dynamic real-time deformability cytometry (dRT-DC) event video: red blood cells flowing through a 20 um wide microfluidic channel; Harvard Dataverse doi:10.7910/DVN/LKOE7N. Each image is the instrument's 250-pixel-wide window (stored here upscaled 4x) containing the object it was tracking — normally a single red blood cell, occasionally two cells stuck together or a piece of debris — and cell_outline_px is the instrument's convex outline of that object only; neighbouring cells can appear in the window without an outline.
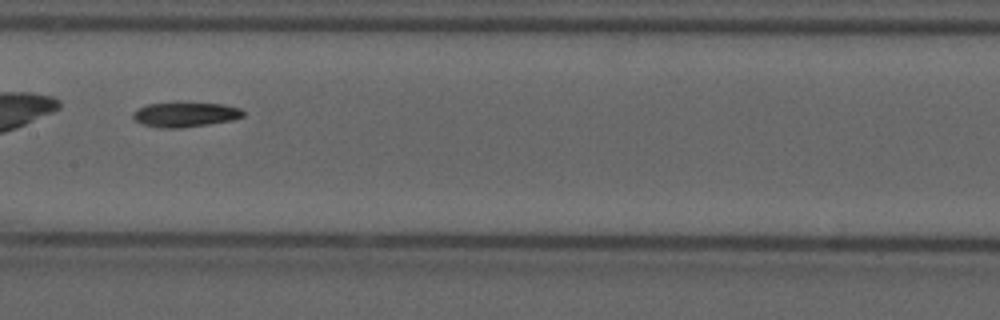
{"species": "common noctule bat (a hibernating species)", "species_latin": "Nyctalus noctula", "temperature_condition": "cold", "stored_images_in_passage": 45, "camera_frame_rate_fps": 3000, "um_per_image_px": 0.085, "animal": {"sex": "male", "forearm_length_mm": 52.5}, "frame": {"image": 1, "passage_image": 21, "time_ms": 6.667, "image_size_px": [1000, 320], "cell_outline_px": [[244, 116], [232, 120], [208, 124], [180, 128], [160, 128], [144, 124], [136, 120], [132, 116], [132, 112], [136, 108], [148, 104], [176, 100], [224, 104], [240, 108], [244, 112]], "centroid_in_image_um": [15.73, 9.68], "position_along_channel_um": 191.7, "area_um2": 16.59}}
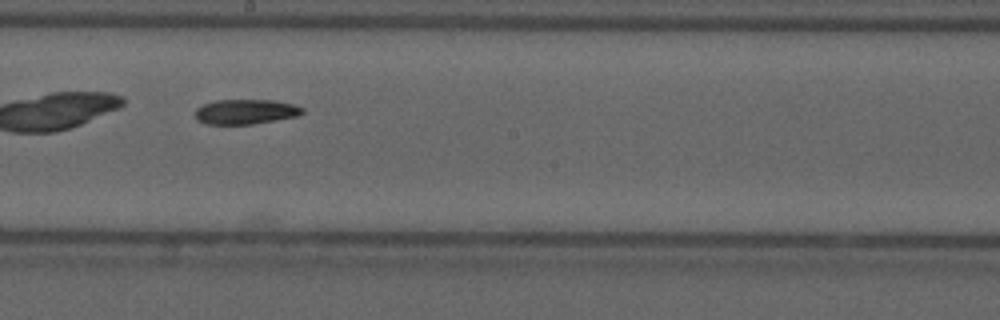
{"frame": {"image": 2, "passage_image": 24, "time_ms": 7.667, "image_size_px": [1000, 320], "cell_outline_px": [[304, 112], [300, 116], [252, 124], [204, 124], [196, 120], [196, 108], [204, 104], [216, 100], [272, 100], [292, 104], [304, 108]], "centroid_in_image_um": [20.88, 9.5], "position_along_channel_um": 227.3, "area_um2": 15.61}}
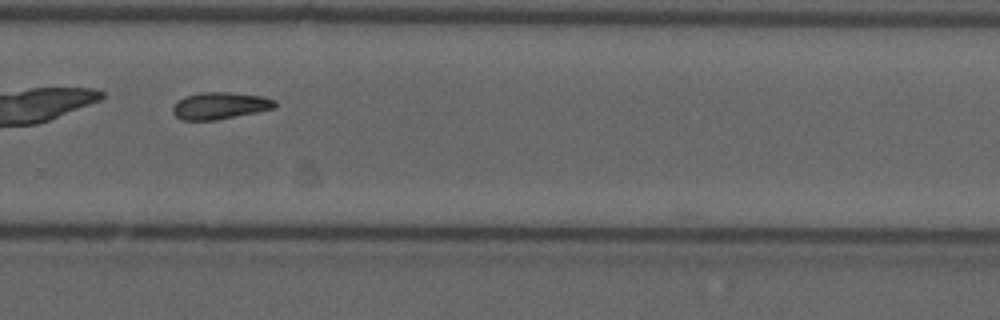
{"frame": {"image": 3, "passage_image": 31, "time_ms": 10.0, "image_size_px": [1000, 320], "cell_outline_px": [[276, 108], [216, 120], [184, 120], [176, 116], [172, 112], [172, 108], [184, 96], [200, 92], [228, 92], [264, 96], [276, 100]], "centroid_in_image_um": [18.73, 8.97], "position_along_channel_um": 311.1, "area_um2": 16.01}}